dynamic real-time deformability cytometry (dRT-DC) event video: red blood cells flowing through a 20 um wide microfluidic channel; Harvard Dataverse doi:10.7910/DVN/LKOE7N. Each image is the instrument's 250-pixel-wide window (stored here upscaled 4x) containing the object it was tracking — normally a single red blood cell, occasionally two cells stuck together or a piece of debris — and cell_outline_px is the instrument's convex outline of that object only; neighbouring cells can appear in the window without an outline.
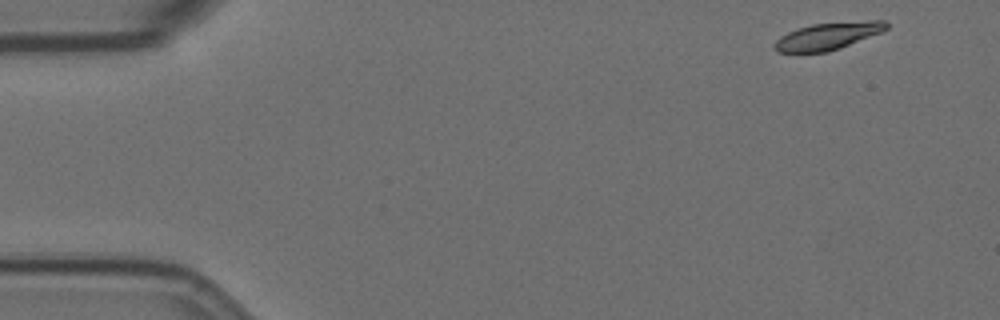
{"species": "Egyptian fruit bat (a non-hibernating species)", "species_latin": "Rousettus aegyptiacus", "temperature_condition": "room temperature", "stored_images_in_passage": 16, "camera_frame_rate_fps": 3000, "um_per_image_px": 0.085, "animal": {"sex": "female"}, "frame": {"image": 1, "passage_image": 1, "time_ms": 0.0, "image_size_px": [1000, 320], "cell_outline_px": [[888, 28], [880, 32], [840, 48], [828, 52], [776, 52], [772, 48], [772, 44], [780, 36], [788, 32], [812, 24], [868, 20], [884, 20], [888, 24]], "centroid_in_image_um": [70.33, 3.07], "position_along_channel_um": 14.7, "area_um2": 17.63}}
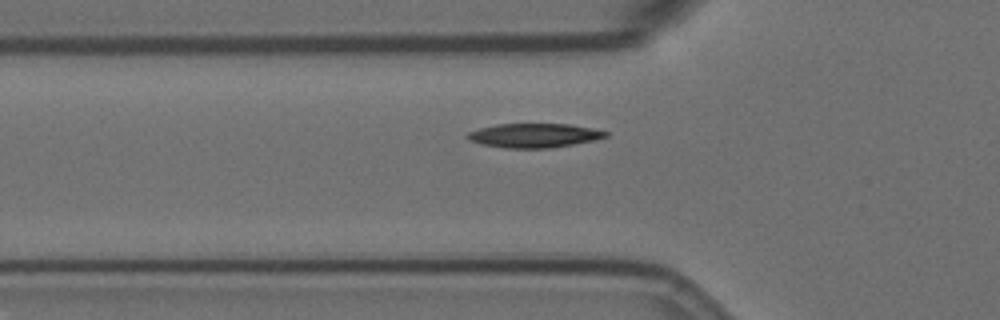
{"frame": {"image": 2, "passage_image": 16, "time_ms": 5.0, "image_size_px": [1000, 320], "cell_outline_px": [[608, 136], [596, 140], [548, 148], [504, 148], [480, 144], [468, 140], [464, 136], [468, 132], [480, 128], [496, 124], [568, 124], [592, 128], [608, 132]], "centroid_in_image_um": [45.36, 11.51], "position_along_channel_um": 80.4, "area_um2": 19.48}}